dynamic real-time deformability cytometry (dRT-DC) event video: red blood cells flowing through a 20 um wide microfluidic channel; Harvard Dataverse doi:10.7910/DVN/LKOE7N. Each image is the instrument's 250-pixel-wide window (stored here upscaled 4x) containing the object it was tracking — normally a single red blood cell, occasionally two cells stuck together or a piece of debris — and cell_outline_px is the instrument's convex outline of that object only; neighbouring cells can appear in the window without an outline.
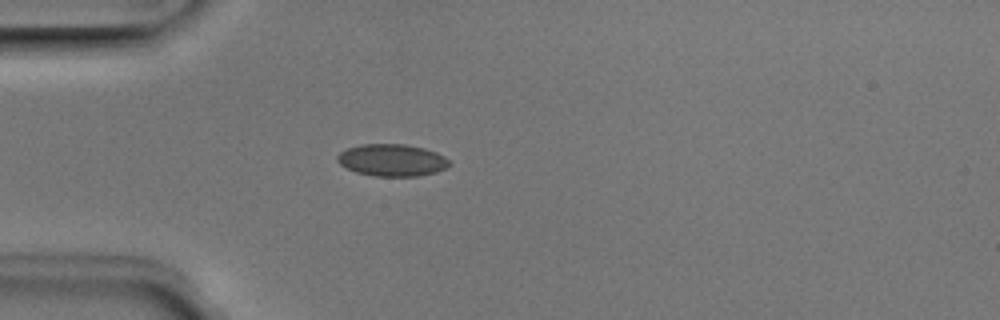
{"species": "Egyptian fruit bat (a non-hibernating species)", "species_latin": "Rousettus aegyptiacus", "temperature_condition": "room temperature", "stored_images_in_passage": 3, "camera_frame_rate_fps": 3000, "um_per_image_px": 0.085, "animal": {"sex": "male"}, "frame": {"image": 1, "passage_image": 3, "time_ms": 0.667, "image_size_px": [1000, 320], "cell_outline_px": [[452, 164], [436, 172], [416, 176], [376, 176], [356, 172], [340, 164], [336, 160], [336, 156], [340, 152], [348, 148], [364, 144], [404, 144], [424, 148], [436, 152], [444, 156]], "centroid_in_image_um": [33.32, 13.61], "position_along_channel_um": 51.7, "area_um2": 20.81}}